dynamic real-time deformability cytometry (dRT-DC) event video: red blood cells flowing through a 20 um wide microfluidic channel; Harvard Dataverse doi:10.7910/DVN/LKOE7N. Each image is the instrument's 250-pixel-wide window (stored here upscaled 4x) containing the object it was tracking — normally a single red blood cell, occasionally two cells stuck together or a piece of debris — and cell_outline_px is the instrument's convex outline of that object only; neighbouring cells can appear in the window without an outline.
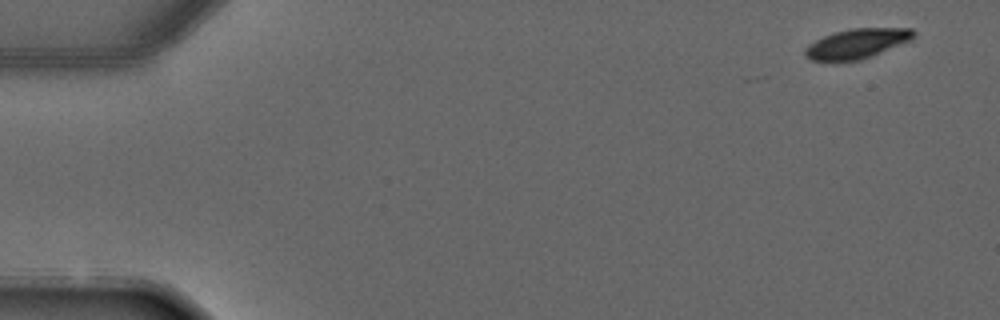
{"species": "common noctule bat (a hibernating species)", "species_latin": "Nyctalus noctula", "temperature_condition": "warm", "stored_images_in_passage": 4, "camera_frame_rate_fps": 3000, "um_per_image_px": 0.085, "animal": {"sex": "male", "forearm_length_mm": 52.5}, "frame": {"image": 1, "passage_image": 1, "time_ms": 0.0, "image_size_px": [1000, 320], "cell_outline_px": [[916, 36], [912, 40], [860, 60], [836, 64], [812, 60], [804, 56], [804, 48], [808, 44], [824, 36], [836, 32], [852, 28], [912, 28], [916, 32]], "centroid_in_image_um": [72.8, 3.74], "position_along_channel_um": 12.2, "area_um2": 19.36}}
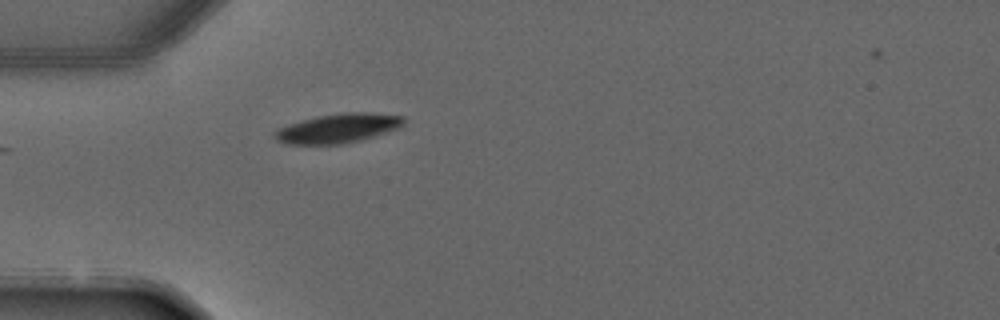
{"frame": {"image": 2, "passage_image": 4, "time_ms": 3.667, "image_size_px": [1000, 320], "cell_outline_px": [[404, 124], [396, 128], [360, 140], [340, 144], [288, 144], [276, 140], [272, 132], [288, 124], [316, 116], [340, 112], [372, 112], [404, 116]], "centroid_in_image_um": [28.7, 10.89], "position_along_channel_um": 56.3, "area_um2": 21.91}}